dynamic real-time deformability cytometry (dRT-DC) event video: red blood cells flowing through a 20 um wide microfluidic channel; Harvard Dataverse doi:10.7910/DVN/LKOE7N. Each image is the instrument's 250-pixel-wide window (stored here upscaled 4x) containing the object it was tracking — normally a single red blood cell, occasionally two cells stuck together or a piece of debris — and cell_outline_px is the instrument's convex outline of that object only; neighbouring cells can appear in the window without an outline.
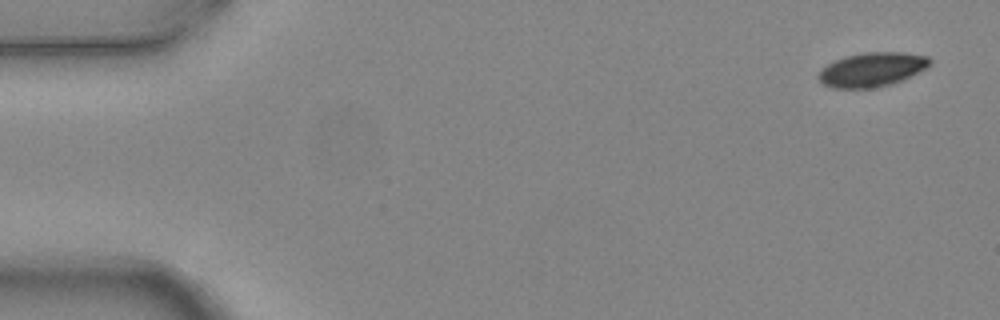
{"species": "common noctule bat (a hibernating species)", "species_latin": "Nyctalus noctula", "temperature_condition": "warm", "stored_images_in_passage": 8, "camera_frame_rate_fps": 3000, "um_per_image_px": 0.085, "animal": {"sex": "female", "body_mass_g": 24.6, "forearm_length_mm": 56.2}, "frame": {"image": 1, "passage_image": 1, "time_ms": 0.0, "image_size_px": [1000, 320], "cell_outline_px": [[932, 64], [892, 84], [872, 88], [832, 88], [824, 84], [816, 76], [828, 64], [844, 56], [864, 52], [904, 52], [928, 56], [932, 60]], "centroid_in_image_um": [74.11, 5.9], "position_along_channel_um": 10.9, "area_um2": 21.96}}
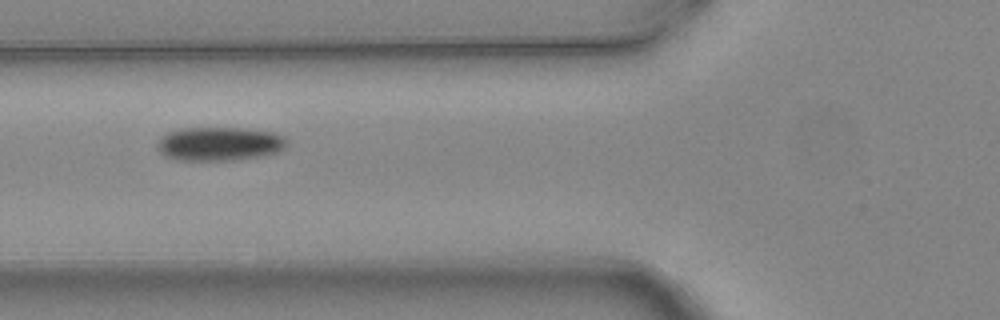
{"frame": {"image": 2, "passage_image": 6, "time_ms": 1.667, "image_size_px": [1000, 320], "cell_outline_px": [[288, 144], [284, 148], [276, 152], [260, 156], [236, 160], [172, 160], [164, 156], [160, 152], [160, 136], [168, 132], [180, 128], [244, 128], [272, 132], [284, 136], [288, 140]], "centroid_in_image_um": [18.66, 12.22], "position_along_channel_um": 107.1, "area_um2": 25.55}}
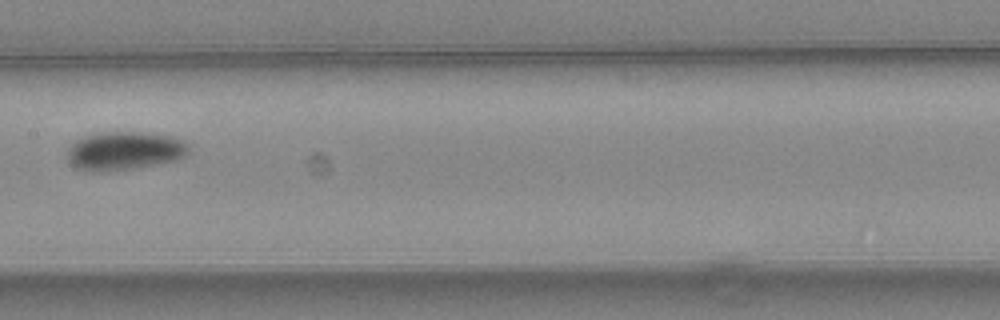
{"frame": {"image": 3, "passage_image": 8, "time_ms": 2.333, "image_size_px": [1000, 320], "cell_outline_px": [[188, 152], [184, 156], [176, 160], [136, 168], [108, 172], [88, 172], [76, 168], [68, 160], [68, 148], [76, 140], [100, 132], [144, 132], [168, 136], [180, 140], [188, 148]], "centroid_in_image_um": [10.52, 12.84], "position_along_channel_um": 196.9, "area_um2": 27.05}}